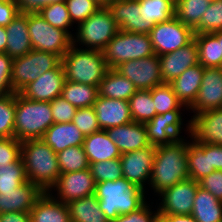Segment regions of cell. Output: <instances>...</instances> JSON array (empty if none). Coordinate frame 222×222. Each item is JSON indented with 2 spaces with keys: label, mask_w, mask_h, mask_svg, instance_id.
Listing matches in <instances>:
<instances>
[{
  "label": "cell",
  "mask_w": 222,
  "mask_h": 222,
  "mask_svg": "<svg viewBox=\"0 0 222 222\" xmlns=\"http://www.w3.org/2000/svg\"><path fill=\"white\" fill-rule=\"evenodd\" d=\"M180 110H171L163 114H156L144 125L150 145H169L182 137L179 135L183 127Z\"/></svg>",
  "instance_id": "cell-15"
},
{
  "label": "cell",
  "mask_w": 222,
  "mask_h": 222,
  "mask_svg": "<svg viewBox=\"0 0 222 222\" xmlns=\"http://www.w3.org/2000/svg\"><path fill=\"white\" fill-rule=\"evenodd\" d=\"M198 47L199 63L203 67H222L221 42H218V32L194 34Z\"/></svg>",
  "instance_id": "cell-33"
},
{
  "label": "cell",
  "mask_w": 222,
  "mask_h": 222,
  "mask_svg": "<svg viewBox=\"0 0 222 222\" xmlns=\"http://www.w3.org/2000/svg\"><path fill=\"white\" fill-rule=\"evenodd\" d=\"M158 222H197V221L190 214V215H158Z\"/></svg>",
  "instance_id": "cell-56"
},
{
  "label": "cell",
  "mask_w": 222,
  "mask_h": 222,
  "mask_svg": "<svg viewBox=\"0 0 222 222\" xmlns=\"http://www.w3.org/2000/svg\"><path fill=\"white\" fill-rule=\"evenodd\" d=\"M51 113L54 123L72 122L77 108L65 100L63 97H56L50 101Z\"/></svg>",
  "instance_id": "cell-47"
},
{
  "label": "cell",
  "mask_w": 222,
  "mask_h": 222,
  "mask_svg": "<svg viewBox=\"0 0 222 222\" xmlns=\"http://www.w3.org/2000/svg\"><path fill=\"white\" fill-rule=\"evenodd\" d=\"M154 53L158 56L174 52L194 39V30L175 16L155 24L149 32Z\"/></svg>",
  "instance_id": "cell-10"
},
{
  "label": "cell",
  "mask_w": 222,
  "mask_h": 222,
  "mask_svg": "<svg viewBox=\"0 0 222 222\" xmlns=\"http://www.w3.org/2000/svg\"><path fill=\"white\" fill-rule=\"evenodd\" d=\"M44 191L27 181L14 190L0 191V214L30 212Z\"/></svg>",
  "instance_id": "cell-21"
},
{
  "label": "cell",
  "mask_w": 222,
  "mask_h": 222,
  "mask_svg": "<svg viewBox=\"0 0 222 222\" xmlns=\"http://www.w3.org/2000/svg\"><path fill=\"white\" fill-rule=\"evenodd\" d=\"M99 7H107L112 0H93Z\"/></svg>",
  "instance_id": "cell-58"
},
{
  "label": "cell",
  "mask_w": 222,
  "mask_h": 222,
  "mask_svg": "<svg viewBox=\"0 0 222 222\" xmlns=\"http://www.w3.org/2000/svg\"><path fill=\"white\" fill-rule=\"evenodd\" d=\"M27 181L21 157L16 162L0 165V191L14 190Z\"/></svg>",
  "instance_id": "cell-41"
},
{
  "label": "cell",
  "mask_w": 222,
  "mask_h": 222,
  "mask_svg": "<svg viewBox=\"0 0 222 222\" xmlns=\"http://www.w3.org/2000/svg\"><path fill=\"white\" fill-rule=\"evenodd\" d=\"M151 96L157 114H163L171 110H180L185 106L178 100L169 83L155 86L151 89Z\"/></svg>",
  "instance_id": "cell-40"
},
{
  "label": "cell",
  "mask_w": 222,
  "mask_h": 222,
  "mask_svg": "<svg viewBox=\"0 0 222 222\" xmlns=\"http://www.w3.org/2000/svg\"><path fill=\"white\" fill-rule=\"evenodd\" d=\"M204 67L199 63L187 68L169 84L186 110L193 104L201 87Z\"/></svg>",
  "instance_id": "cell-26"
},
{
  "label": "cell",
  "mask_w": 222,
  "mask_h": 222,
  "mask_svg": "<svg viewBox=\"0 0 222 222\" xmlns=\"http://www.w3.org/2000/svg\"><path fill=\"white\" fill-rule=\"evenodd\" d=\"M7 45V34L5 26H0V53H5Z\"/></svg>",
  "instance_id": "cell-57"
},
{
  "label": "cell",
  "mask_w": 222,
  "mask_h": 222,
  "mask_svg": "<svg viewBox=\"0 0 222 222\" xmlns=\"http://www.w3.org/2000/svg\"><path fill=\"white\" fill-rule=\"evenodd\" d=\"M21 13L38 12L41 9V0H15Z\"/></svg>",
  "instance_id": "cell-54"
},
{
  "label": "cell",
  "mask_w": 222,
  "mask_h": 222,
  "mask_svg": "<svg viewBox=\"0 0 222 222\" xmlns=\"http://www.w3.org/2000/svg\"><path fill=\"white\" fill-rule=\"evenodd\" d=\"M62 58L54 53L31 50L26 55L13 58L11 86L15 93H19L29 83L40 75L57 68Z\"/></svg>",
  "instance_id": "cell-7"
},
{
  "label": "cell",
  "mask_w": 222,
  "mask_h": 222,
  "mask_svg": "<svg viewBox=\"0 0 222 222\" xmlns=\"http://www.w3.org/2000/svg\"><path fill=\"white\" fill-rule=\"evenodd\" d=\"M62 1H65V0H41V8L44 7L45 5L58 3V2H62Z\"/></svg>",
  "instance_id": "cell-59"
},
{
  "label": "cell",
  "mask_w": 222,
  "mask_h": 222,
  "mask_svg": "<svg viewBox=\"0 0 222 222\" xmlns=\"http://www.w3.org/2000/svg\"><path fill=\"white\" fill-rule=\"evenodd\" d=\"M37 13L41 15L50 25L54 26L55 28L64 30L72 38L74 37L71 31L67 30L71 28L73 24L70 19L65 1L45 5Z\"/></svg>",
  "instance_id": "cell-39"
},
{
  "label": "cell",
  "mask_w": 222,
  "mask_h": 222,
  "mask_svg": "<svg viewBox=\"0 0 222 222\" xmlns=\"http://www.w3.org/2000/svg\"><path fill=\"white\" fill-rule=\"evenodd\" d=\"M119 30L149 34L154 25L140 15L139 0H112L107 6Z\"/></svg>",
  "instance_id": "cell-17"
},
{
  "label": "cell",
  "mask_w": 222,
  "mask_h": 222,
  "mask_svg": "<svg viewBox=\"0 0 222 222\" xmlns=\"http://www.w3.org/2000/svg\"><path fill=\"white\" fill-rule=\"evenodd\" d=\"M163 84L179 77L187 68L199 64L198 47L195 39L187 45L159 56Z\"/></svg>",
  "instance_id": "cell-20"
},
{
  "label": "cell",
  "mask_w": 222,
  "mask_h": 222,
  "mask_svg": "<svg viewBox=\"0 0 222 222\" xmlns=\"http://www.w3.org/2000/svg\"><path fill=\"white\" fill-rule=\"evenodd\" d=\"M217 108H222V67H204L201 87L188 109L196 115Z\"/></svg>",
  "instance_id": "cell-18"
},
{
  "label": "cell",
  "mask_w": 222,
  "mask_h": 222,
  "mask_svg": "<svg viewBox=\"0 0 222 222\" xmlns=\"http://www.w3.org/2000/svg\"><path fill=\"white\" fill-rule=\"evenodd\" d=\"M72 122L84 136L101 130L93 106L77 108Z\"/></svg>",
  "instance_id": "cell-45"
},
{
  "label": "cell",
  "mask_w": 222,
  "mask_h": 222,
  "mask_svg": "<svg viewBox=\"0 0 222 222\" xmlns=\"http://www.w3.org/2000/svg\"><path fill=\"white\" fill-rule=\"evenodd\" d=\"M108 69H115L121 63L155 55L149 34L119 32L103 50Z\"/></svg>",
  "instance_id": "cell-6"
},
{
  "label": "cell",
  "mask_w": 222,
  "mask_h": 222,
  "mask_svg": "<svg viewBox=\"0 0 222 222\" xmlns=\"http://www.w3.org/2000/svg\"><path fill=\"white\" fill-rule=\"evenodd\" d=\"M21 146L15 137L0 138V165L16 162L21 157Z\"/></svg>",
  "instance_id": "cell-48"
},
{
  "label": "cell",
  "mask_w": 222,
  "mask_h": 222,
  "mask_svg": "<svg viewBox=\"0 0 222 222\" xmlns=\"http://www.w3.org/2000/svg\"><path fill=\"white\" fill-rule=\"evenodd\" d=\"M67 206L71 222H109L100 210L95 194L70 201Z\"/></svg>",
  "instance_id": "cell-32"
},
{
  "label": "cell",
  "mask_w": 222,
  "mask_h": 222,
  "mask_svg": "<svg viewBox=\"0 0 222 222\" xmlns=\"http://www.w3.org/2000/svg\"><path fill=\"white\" fill-rule=\"evenodd\" d=\"M168 2H170V3H172L174 6H176V4H177V2L179 1V0H167Z\"/></svg>",
  "instance_id": "cell-61"
},
{
  "label": "cell",
  "mask_w": 222,
  "mask_h": 222,
  "mask_svg": "<svg viewBox=\"0 0 222 222\" xmlns=\"http://www.w3.org/2000/svg\"><path fill=\"white\" fill-rule=\"evenodd\" d=\"M28 31L33 50L51 52L62 58L73 44V38L66 31L50 25L37 12L28 13Z\"/></svg>",
  "instance_id": "cell-9"
},
{
  "label": "cell",
  "mask_w": 222,
  "mask_h": 222,
  "mask_svg": "<svg viewBox=\"0 0 222 222\" xmlns=\"http://www.w3.org/2000/svg\"><path fill=\"white\" fill-rule=\"evenodd\" d=\"M199 186L222 201V170H215L199 181Z\"/></svg>",
  "instance_id": "cell-51"
},
{
  "label": "cell",
  "mask_w": 222,
  "mask_h": 222,
  "mask_svg": "<svg viewBox=\"0 0 222 222\" xmlns=\"http://www.w3.org/2000/svg\"><path fill=\"white\" fill-rule=\"evenodd\" d=\"M140 15L153 25L175 16V6L167 0H139Z\"/></svg>",
  "instance_id": "cell-37"
},
{
  "label": "cell",
  "mask_w": 222,
  "mask_h": 222,
  "mask_svg": "<svg viewBox=\"0 0 222 222\" xmlns=\"http://www.w3.org/2000/svg\"><path fill=\"white\" fill-rule=\"evenodd\" d=\"M191 215L197 222H222V201L199 186Z\"/></svg>",
  "instance_id": "cell-31"
},
{
  "label": "cell",
  "mask_w": 222,
  "mask_h": 222,
  "mask_svg": "<svg viewBox=\"0 0 222 222\" xmlns=\"http://www.w3.org/2000/svg\"><path fill=\"white\" fill-rule=\"evenodd\" d=\"M21 158L27 180L48 192L61 174L57 153L42 139H30L22 142Z\"/></svg>",
  "instance_id": "cell-3"
},
{
  "label": "cell",
  "mask_w": 222,
  "mask_h": 222,
  "mask_svg": "<svg viewBox=\"0 0 222 222\" xmlns=\"http://www.w3.org/2000/svg\"><path fill=\"white\" fill-rule=\"evenodd\" d=\"M15 92L0 96V138L14 137Z\"/></svg>",
  "instance_id": "cell-42"
},
{
  "label": "cell",
  "mask_w": 222,
  "mask_h": 222,
  "mask_svg": "<svg viewBox=\"0 0 222 222\" xmlns=\"http://www.w3.org/2000/svg\"><path fill=\"white\" fill-rule=\"evenodd\" d=\"M85 136L73 122L53 123L43 134L42 140L55 153L71 146H82Z\"/></svg>",
  "instance_id": "cell-25"
},
{
  "label": "cell",
  "mask_w": 222,
  "mask_h": 222,
  "mask_svg": "<svg viewBox=\"0 0 222 222\" xmlns=\"http://www.w3.org/2000/svg\"><path fill=\"white\" fill-rule=\"evenodd\" d=\"M188 122L186 132L197 142L222 145V108L203 111Z\"/></svg>",
  "instance_id": "cell-16"
},
{
  "label": "cell",
  "mask_w": 222,
  "mask_h": 222,
  "mask_svg": "<svg viewBox=\"0 0 222 222\" xmlns=\"http://www.w3.org/2000/svg\"><path fill=\"white\" fill-rule=\"evenodd\" d=\"M158 211L154 214L147 205V202L138 210L130 212L128 214L119 215L115 220L111 222H158Z\"/></svg>",
  "instance_id": "cell-49"
},
{
  "label": "cell",
  "mask_w": 222,
  "mask_h": 222,
  "mask_svg": "<svg viewBox=\"0 0 222 222\" xmlns=\"http://www.w3.org/2000/svg\"><path fill=\"white\" fill-rule=\"evenodd\" d=\"M198 187L199 182L189 178L162 191L158 215H190Z\"/></svg>",
  "instance_id": "cell-12"
},
{
  "label": "cell",
  "mask_w": 222,
  "mask_h": 222,
  "mask_svg": "<svg viewBox=\"0 0 222 222\" xmlns=\"http://www.w3.org/2000/svg\"><path fill=\"white\" fill-rule=\"evenodd\" d=\"M211 167L222 170V145L210 144Z\"/></svg>",
  "instance_id": "cell-55"
},
{
  "label": "cell",
  "mask_w": 222,
  "mask_h": 222,
  "mask_svg": "<svg viewBox=\"0 0 222 222\" xmlns=\"http://www.w3.org/2000/svg\"><path fill=\"white\" fill-rule=\"evenodd\" d=\"M194 34L222 31V0L211 2L200 23L193 29Z\"/></svg>",
  "instance_id": "cell-43"
},
{
  "label": "cell",
  "mask_w": 222,
  "mask_h": 222,
  "mask_svg": "<svg viewBox=\"0 0 222 222\" xmlns=\"http://www.w3.org/2000/svg\"><path fill=\"white\" fill-rule=\"evenodd\" d=\"M101 130L132 122L129 102L98 96L93 104Z\"/></svg>",
  "instance_id": "cell-22"
},
{
  "label": "cell",
  "mask_w": 222,
  "mask_h": 222,
  "mask_svg": "<svg viewBox=\"0 0 222 222\" xmlns=\"http://www.w3.org/2000/svg\"><path fill=\"white\" fill-rule=\"evenodd\" d=\"M0 222H31L30 212H8L0 214Z\"/></svg>",
  "instance_id": "cell-53"
},
{
  "label": "cell",
  "mask_w": 222,
  "mask_h": 222,
  "mask_svg": "<svg viewBox=\"0 0 222 222\" xmlns=\"http://www.w3.org/2000/svg\"><path fill=\"white\" fill-rule=\"evenodd\" d=\"M73 45H85L88 49L103 51L107 44L119 32L107 7L99 8L88 19L77 25ZM77 43V44H76Z\"/></svg>",
  "instance_id": "cell-8"
},
{
  "label": "cell",
  "mask_w": 222,
  "mask_h": 222,
  "mask_svg": "<svg viewBox=\"0 0 222 222\" xmlns=\"http://www.w3.org/2000/svg\"><path fill=\"white\" fill-rule=\"evenodd\" d=\"M106 132L121 154L150 146L144 123L132 121L122 126L108 128Z\"/></svg>",
  "instance_id": "cell-23"
},
{
  "label": "cell",
  "mask_w": 222,
  "mask_h": 222,
  "mask_svg": "<svg viewBox=\"0 0 222 222\" xmlns=\"http://www.w3.org/2000/svg\"><path fill=\"white\" fill-rule=\"evenodd\" d=\"M209 4L208 0H179L175 6V17L194 29L200 23Z\"/></svg>",
  "instance_id": "cell-35"
},
{
  "label": "cell",
  "mask_w": 222,
  "mask_h": 222,
  "mask_svg": "<svg viewBox=\"0 0 222 222\" xmlns=\"http://www.w3.org/2000/svg\"><path fill=\"white\" fill-rule=\"evenodd\" d=\"M95 196L100 210L109 222L119 215L138 210L146 203L145 190L134 186L124 177L115 181L96 183Z\"/></svg>",
  "instance_id": "cell-2"
},
{
  "label": "cell",
  "mask_w": 222,
  "mask_h": 222,
  "mask_svg": "<svg viewBox=\"0 0 222 222\" xmlns=\"http://www.w3.org/2000/svg\"><path fill=\"white\" fill-rule=\"evenodd\" d=\"M99 96L98 86L65 80L61 97L76 108L93 106Z\"/></svg>",
  "instance_id": "cell-34"
},
{
  "label": "cell",
  "mask_w": 222,
  "mask_h": 222,
  "mask_svg": "<svg viewBox=\"0 0 222 222\" xmlns=\"http://www.w3.org/2000/svg\"><path fill=\"white\" fill-rule=\"evenodd\" d=\"M89 169L96 183L115 181L123 177L120 158L91 163Z\"/></svg>",
  "instance_id": "cell-44"
},
{
  "label": "cell",
  "mask_w": 222,
  "mask_h": 222,
  "mask_svg": "<svg viewBox=\"0 0 222 222\" xmlns=\"http://www.w3.org/2000/svg\"><path fill=\"white\" fill-rule=\"evenodd\" d=\"M155 146H148L143 149L130 151L120 156L123 177L130 181L134 186L145 190L144 186L152 174V168L155 157Z\"/></svg>",
  "instance_id": "cell-14"
},
{
  "label": "cell",
  "mask_w": 222,
  "mask_h": 222,
  "mask_svg": "<svg viewBox=\"0 0 222 222\" xmlns=\"http://www.w3.org/2000/svg\"><path fill=\"white\" fill-rule=\"evenodd\" d=\"M51 193V194H50ZM31 222H71L67 204L44 192L30 211Z\"/></svg>",
  "instance_id": "cell-27"
},
{
  "label": "cell",
  "mask_w": 222,
  "mask_h": 222,
  "mask_svg": "<svg viewBox=\"0 0 222 222\" xmlns=\"http://www.w3.org/2000/svg\"><path fill=\"white\" fill-rule=\"evenodd\" d=\"M15 0H0V26H7L19 14Z\"/></svg>",
  "instance_id": "cell-52"
},
{
  "label": "cell",
  "mask_w": 222,
  "mask_h": 222,
  "mask_svg": "<svg viewBox=\"0 0 222 222\" xmlns=\"http://www.w3.org/2000/svg\"><path fill=\"white\" fill-rule=\"evenodd\" d=\"M96 181L89 168L81 171L60 174L55 184L50 188L57 191L56 200L68 204L86 196L95 194Z\"/></svg>",
  "instance_id": "cell-13"
},
{
  "label": "cell",
  "mask_w": 222,
  "mask_h": 222,
  "mask_svg": "<svg viewBox=\"0 0 222 222\" xmlns=\"http://www.w3.org/2000/svg\"><path fill=\"white\" fill-rule=\"evenodd\" d=\"M82 146L89 164L98 161L113 160L121 156V152L116 144L109 138L106 130H100L85 136Z\"/></svg>",
  "instance_id": "cell-28"
},
{
  "label": "cell",
  "mask_w": 222,
  "mask_h": 222,
  "mask_svg": "<svg viewBox=\"0 0 222 222\" xmlns=\"http://www.w3.org/2000/svg\"><path fill=\"white\" fill-rule=\"evenodd\" d=\"M115 70L133 82L137 90H151L163 84L160 58L156 54L123 62Z\"/></svg>",
  "instance_id": "cell-11"
},
{
  "label": "cell",
  "mask_w": 222,
  "mask_h": 222,
  "mask_svg": "<svg viewBox=\"0 0 222 222\" xmlns=\"http://www.w3.org/2000/svg\"><path fill=\"white\" fill-rule=\"evenodd\" d=\"M13 59L6 53H0V96L14 93L11 86Z\"/></svg>",
  "instance_id": "cell-50"
},
{
  "label": "cell",
  "mask_w": 222,
  "mask_h": 222,
  "mask_svg": "<svg viewBox=\"0 0 222 222\" xmlns=\"http://www.w3.org/2000/svg\"><path fill=\"white\" fill-rule=\"evenodd\" d=\"M65 80V71L61 63L57 68L40 75L19 93L33 101L50 102L61 96Z\"/></svg>",
  "instance_id": "cell-19"
},
{
  "label": "cell",
  "mask_w": 222,
  "mask_h": 222,
  "mask_svg": "<svg viewBox=\"0 0 222 222\" xmlns=\"http://www.w3.org/2000/svg\"><path fill=\"white\" fill-rule=\"evenodd\" d=\"M70 19L78 25L95 13L99 7L93 0H65Z\"/></svg>",
  "instance_id": "cell-46"
},
{
  "label": "cell",
  "mask_w": 222,
  "mask_h": 222,
  "mask_svg": "<svg viewBox=\"0 0 222 222\" xmlns=\"http://www.w3.org/2000/svg\"><path fill=\"white\" fill-rule=\"evenodd\" d=\"M57 162L61 174L85 170L90 165L83 146H71L59 151Z\"/></svg>",
  "instance_id": "cell-38"
},
{
  "label": "cell",
  "mask_w": 222,
  "mask_h": 222,
  "mask_svg": "<svg viewBox=\"0 0 222 222\" xmlns=\"http://www.w3.org/2000/svg\"><path fill=\"white\" fill-rule=\"evenodd\" d=\"M128 102L134 122H148L157 114L151 90H137Z\"/></svg>",
  "instance_id": "cell-36"
},
{
  "label": "cell",
  "mask_w": 222,
  "mask_h": 222,
  "mask_svg": "<svg viewBox=\"0 0 222 222\" xmlns=\"http://www.w3.org/2000/svg\"><path fill=\"white\" fill-rule=\"evenodd\" d=\"M99 96L110 99L126 100L137 91L134 83L115 69H108L98 86Z\"/></svg>",
  "instance_id": "cell-30"
},
{
  "label": "cell",
  "mask_w": 222,
  "mask_h": 222,
  "mask_svg": "<svg viewBox=\"0 0 222 222\" xmlns=\"http://www.w3.org/2000/svg\"><path fill=\"white\" fill-rule=\"evenodd\" d=\"M218 42H221V56H222V31H218Z\"/></svg>",
  "instance_id": "cell-60"
},
{
  "label": "cell",
  "mask_w": 222,
  "mask_h": 222,
  "mask_svg": "<svg viewBox=\"0 0 222 222\" xmlns=\"http://www.w3.org/2000/svg\"><path fill=\"white\" fill-rule=\"evenodd\" d=\"M62 65L66 80L92 86H99L108 70L103 51L73 44L62 57Z\"/></svg>",
  "instance_id": "cell-5"
},
{
  "label": "cell",
  "mask_w": 222,
  "mask_h": 222,
  "mask_svg": "<svg viewBox=\"0 0 222 222\" xmlns=\"http://www.w3.org/2000/svg\"><path fill=\"white\" fill-rule=\"evenodd\" d=\"M7 45L5 53L12 59L26 55L32 50L28 31V13H19L6 27Z\"/></svg>",
  "instance_id": "cell-24"
},
{
  "label": "cell",
  "mask_w": 222,
  "mask_h": 222,
  "mask_svg": "<svg viewBox=\"0 0 222 222\" xmlns=\"http://www.w3.org/2000/svg\"><path fill=\"white\" fill-rule=\"evenodd\" d=\"M186 179H189L187 140L181 138L172 144L157 146L149 184L153 191L160 194Z\"/></svg>",
  "instance_id": "cell-1"
},
{
  "label": "cell",
  "mask_w": 222,
  "mask_h": 222,
  "mask_svg": "<svg viewBox=\"0 0 222 222\" xmlns=\"http://www.w3.org/2000/svg\"><path fill=\"white\" fill-rule=\"evenodd\" d=\"M208 1L211 3V2H216V1H219V0H208Z\"/></svg>",
  "instance_id": "cell-62"
},
{
  "label": "cell",
  "mask_w": 222,
  "mask_h": 222,
  "mask_svg": "<svg viewBox=\"0 0 222 222\" xmlns=\"http://www.w3.org/2000/svg\"><path fill=\"white\" fill-rule=\"evenodd\" d=\"M14 137L23 142L41 139L54 123L50 102L33 101L15 93Z\"/></svg>",
  "instance_id": "cell-4"
},
{
  "label": "cell",
  "mask_w": 222,
  "mask_h": 222,
  "mask_svg": "<svg viewBox=\"0 0 222 222\" xmlns=\"http://www.w3.org/2000/svg\"><path fill=\"white\" fill-rule=\"evenodd\" d=\"M190 138L192 142L187 141L188 175L190 179L199 181L216 169L211 167L210 144L199 143L191 136Z\"/></svg>",
  "instance_id": "cell-29"
}]
</instances>
